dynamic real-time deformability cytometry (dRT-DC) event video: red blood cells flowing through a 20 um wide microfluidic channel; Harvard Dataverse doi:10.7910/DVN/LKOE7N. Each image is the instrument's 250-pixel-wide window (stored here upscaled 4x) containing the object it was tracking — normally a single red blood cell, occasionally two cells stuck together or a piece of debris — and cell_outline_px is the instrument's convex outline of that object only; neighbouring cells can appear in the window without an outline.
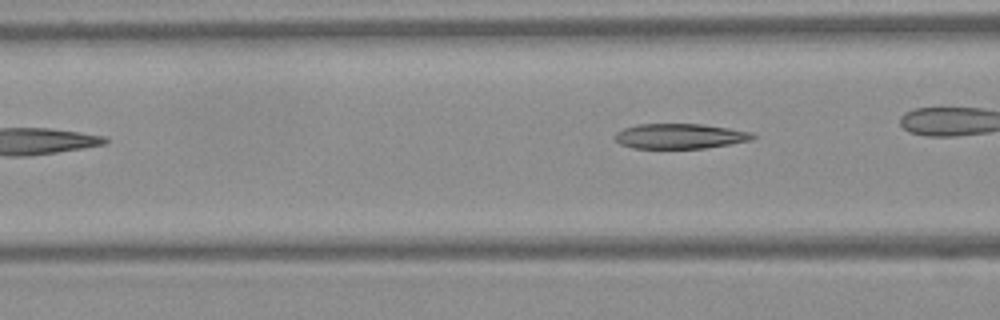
{"species": "Egyptian fruit bat (a non-hibernating species)", "species_latin": "Rousettus aegyptiacus", "temperature_condition": "warm", "stored_images_in_passage": 8, "camera_frame_rate_fps": 3000, "um_per_image_px": 0.085, "frame": {"image": 1, "passage_image": 5, "time_ms": 1.333, "image_size_px": [1000, 320], "cell_outline_px": [[756, 136], [752, 140], [704, 148], [632, 148], [620, 144], [612, 136], [616, 132], [624, 128], [636, 124], [704, 124], [752, 132]], "centroid_in_image_um": [57.76, 11.57], "position_along_channel_um": 108.8, "area_um2": 20.17}}
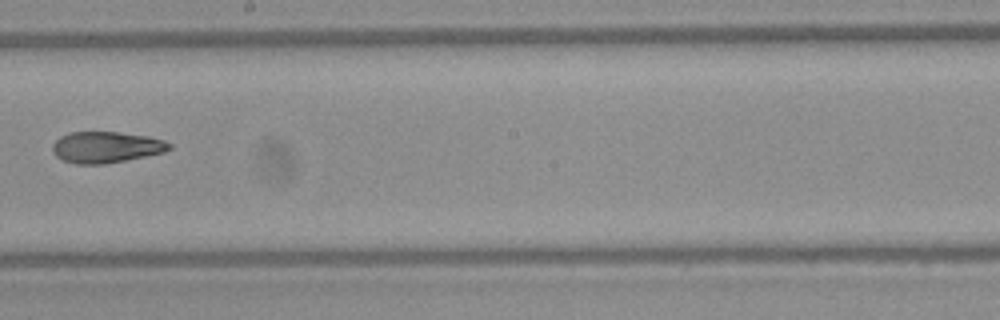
{"frame": {"image": 2, "passage_image": 8, "time_ms": 2.333, "image_size_px": [1000, 320], "cell_outline_px": [[172, 148], [164, 152], [104, 164], [76, 164], [64, 160], [56, 156], [52, 152], [52, 144], [60, 136], [72, 132], [116, 132], [148, 136], [164, 140], [172, 144]], "centroid_in_image_um": [9.01, 12.51], "position_along_channel_um": 239.2, "area_um2": 21.15}}